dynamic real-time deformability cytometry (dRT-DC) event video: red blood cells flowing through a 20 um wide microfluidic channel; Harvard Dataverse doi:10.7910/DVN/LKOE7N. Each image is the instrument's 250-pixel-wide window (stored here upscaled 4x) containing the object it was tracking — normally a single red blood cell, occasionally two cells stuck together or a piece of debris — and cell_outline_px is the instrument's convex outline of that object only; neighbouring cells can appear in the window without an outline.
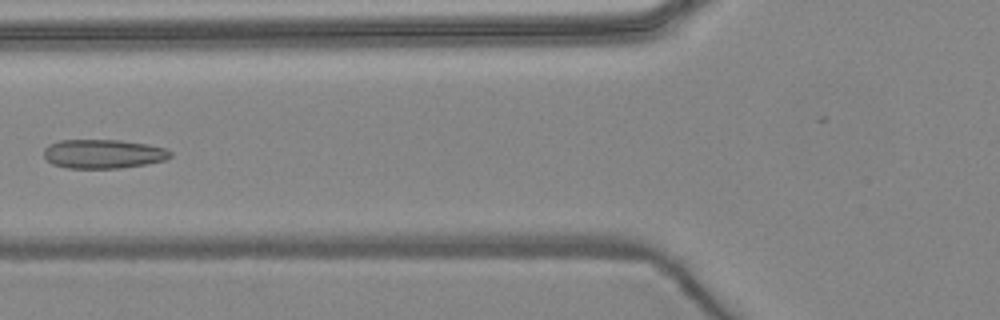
{"species": "common noctule bat (a hibernating species)", "species_latin": "Nyctalus noctula", "temperature_condition": "warm", "stored_images_in_passage": 5, "camera_frame_rate_fps": 3000, "um_per_image_px": 0.085, "animal": {"sex": "female", "body_mass_g": 24.6, "forearm_length_mm": 56.2}, "frame": {"image": 1, "passage_image": 5, "time_ms": 5.667, "image_size_px": [1000, 320], "cell_outline_px": [[172, 156], [164, 160], [144, 164], [120, 168], [68, 168], [52, 164], [44, 156], [44, 148], [48, 144], [60, 140], [120, 140], [148, 144], [164, 148], [172, 152]], "centroid_in_image_um": [8.76, 13.07], "position_along_channel_um": 117.0, "area_um2": 21.39}}